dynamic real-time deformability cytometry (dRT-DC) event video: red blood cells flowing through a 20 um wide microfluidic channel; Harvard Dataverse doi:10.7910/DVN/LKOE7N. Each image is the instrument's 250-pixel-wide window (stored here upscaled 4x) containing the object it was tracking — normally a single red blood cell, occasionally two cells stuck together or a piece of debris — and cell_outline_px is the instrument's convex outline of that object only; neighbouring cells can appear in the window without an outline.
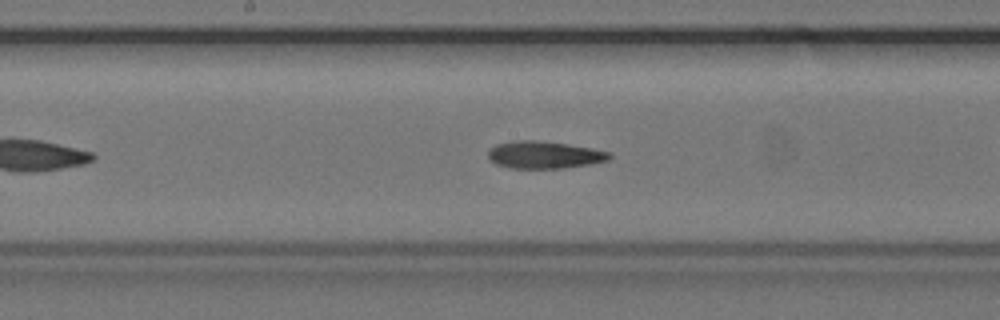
{"species": "common noctule bat (a hibernating species)", "species_latin": "Nyctalus noctula", "temperature_condition": "cold", "stored_images_in_passage": 32, "camera_frame_rate_fps": 3000, "um_per_image_px": 0.085, "animal": {"sex": "female", "body_mass_g": 24.6, "forearm_length_mm": 56.2}, "frame": {"image": 1, "passage_image": 18, "time_ms": 5.667, "image_size_px": [1000, 320], "cell_outline_px": [[612, 156], [608, 160], [592, 164], [564, 168], [512, 168], [496, 164], [488, 156], [488, 152], [496, 144], [516, 140], [536, 140], [568, 144], [592, 148], [612, 152]], "centroid_in_image_um": [46.31, 13.16], "position_along_channel_um": 201.9, "area_um2": 19.31}}
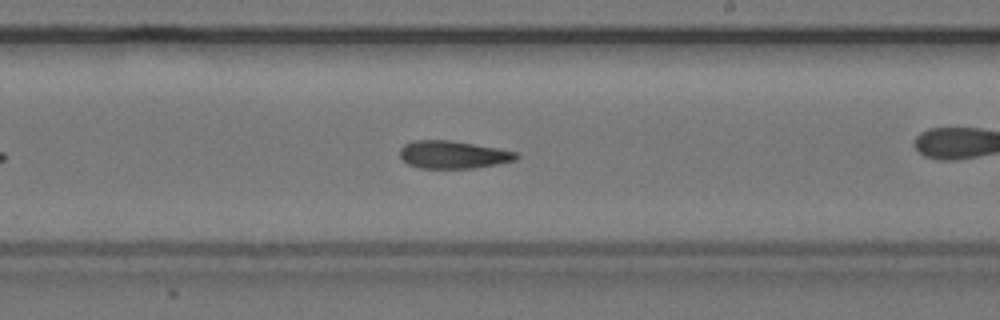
{"frame": {"image": 2, "passage_image": 22, "time_ms": 7.0, "image_size_px": [1000, 320], "cell_outline_px": [[520, 156], [516, 160], [496, 164], [472, 168], [420, 168], [408, 164], [400, 156], [400, 148], [404, 144], [412, 140], [448, 140], [496, 148], [516, 152]], "centroid_in_image_um": [38.48, 13.14], "position_along_channel_um": 250.5, "area_um2": 18.61}, "authors_computed_cell_mechanics": {"area_um2": 19.3341, "velocity_mm_per_s": 3.666, "shape_relaxation_time_tau1_ms": 5.5202, "shape_relaxation_time_tau2_ms": 7.1086, "deformation_change_tau1": 0.1418, "deformation_change_tau2": 0.1735}}